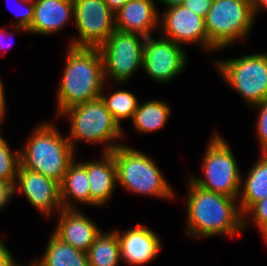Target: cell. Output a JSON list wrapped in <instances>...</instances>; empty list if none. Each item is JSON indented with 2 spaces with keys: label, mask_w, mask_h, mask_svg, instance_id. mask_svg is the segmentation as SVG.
<instances>
[{
  "label": "cell",
  "mask_w": 267,
  "mask_h": 266,
  "mask_svg": "<svg viewBox=\"0 0 267 266\" xmlns=\"http://www.w3.org/2000/svg\"><path fill=\"white\" fill-rule=\"evenodd\" d=\"M188 180L186 234L195 239L240 236L244 229L238 199L203 189Z\"/></svg>",
  "instance_id": "6da1fadb"
},
{
  "label": "cell",
  "mask_w": 267,
  "mask_h": 266,
  "mask_svg": "<svg viewBox=\"0 0 267 266\" xmlns=\"http://www.w3.org/2000/svg\"><path fill=\"white\" fill-rule=\"evenodd\" d=\"M66 61L56 93V115L69 107L100 97L106 83L99 48H67Z\"/></svg>",
  "instance_id": "7a4b0ae2"
},
{
  "label": "cell",
  "mask_w": 267,
  "mask_h": 266,
  "mask_svg": "<svg viewBox=\"0 0 267 266\" xmlns=\"http://www.w3.org/2000/svg\"><path fill=\"white\" fill-rule=\"evenodd\" d=\"M25 142L19 149L20 166L61 183L69 164L76 159V151L67 135L64 136L53 122L44 121L36 125Z\"/></svg>",
  "instance_id": "3957f363"
},
{
  "label": "cell",
  "mask_w": 267,
  "mask_h": 266,
  "mask_svg": "<svg viewBox=\"0 0 267 266\" xmlns=\"http://www.w3.org/2000/svg\"><path fill=\"white\" fill-rule=\"evenodd\" d=\"M114 157L117 184L133 194L174 199V191L156 165L155 160L138 149L121 144L111 151Z\"/></svg>",
  "instance_id": "277c9868"
},
{
  "label": "cell",
  "mask_w": 267,
  "mask_h": 266,
  "mask_svg": "<svg viewBox=\"0 0 267 266\" xmlns=\"http://www.w3.org/2000/svg\"><path fill=\"white\" fill-rule=\"evenodd\" d=\"M59 116L69 118L71 126L67 138L75 151L77 142L81 141L94 145L103 144L102 153L111 152L122 144L118 140L124 136V130L114 120L100 97L69 107Z\"/></svg>",
  "instance_id": "5b68a950"
},
{
  "label": "cell",
  "mask_w": 267,
  "mask_h": 266,
  "mask_svg": "<svg viewBox=\"0 0 267 266\" xmlns=\"http://www.w3.org/2000/svg\"><path fill=\"white\" fill-rule=\"evenodd\" d=\"M204 19L208 51L217 52L237 41L246 43L256 20L251 0H213Z\"/></svg>",
  "instance_id": "8992f818"
},
{
  "label": "cell",
  "mask_w": 267,
  "mask_h": 266,
  "mask_svg": "<svg viewBox=\"0 0 267 266\" xmlns=\"http://www.w3.org/2000/svg\"><path fill=\"white\" fill-rule=\"evenodd\" d=\"M227 142L215 132L202 158V178L192 174L187 177L203 189L238 199L242 173Z\"/></svg>",
  "instance_id": "52a82bcc"
},
{
  "label": "cell",
  "mask_w": 267,
  "mask_h": 266,
  "mask_svg": "<svg viewBox=\"0 0 267 266\" xmlns=\"http://www.w3.org/2000/svg\"><path fill=\"white\" fill-rule=\"evenodd\" d=\"M213 60L221 77L250 106L267 99V52Z\"/></svg>",
  "instance_id": "ba28073f"
},
{
  "label": "cell",
  "mask_w": 267,
  "mask_h": 266,
  "mask_svg": "<svg viewBox=\"0 0 267 266\" xmlns=\"http://www.w3.org/2000/svg\"><path fill=\"white\" fill-rule=\"evenodd\" d=\"M144 40L141 34L115 30L99 47L106 82L121 86L143 68Z\"/></svg>",
  "instance_id": "9c48e42d"
},
{
  "label": "cell",
  "mask_w": 267,
  "mask_h": 266,
  "mask_svg": "<svg viewBox=\"0 0 267 266\" xmlns=\"http://www.w3.org/2000/svg\"><path fill=\"white\" fill-rule=\"evenodd\" d=\"M73 22L78 38L69 42L71 47L99 48L115 29V14L104 0H73Z\"/></svg>",
  "instance_id": "30bf717a"
},
{
  "label": "cell",
  "mask_w": 267,
  "mask_h": 266,
  "mask_svg": "<svg viewBox=\"0 0 267 266\" xmlns=\"http://www.w3.org/2000/svg\"><path fill=\"white\" fill-rule=\"evenodd\" d=\"M184 46L159 35L145 37L142 70L154 82L165 84L179 76L187 66Z\"/></svg>",
  "instance_id": "8fae6325"
},
{
  "label": "cell",
  "mask_w": 267,
  "mask_h": 266,
  "mask_svg": "<svg viewBox=\"0 0 267 266\" xmlns=\"http://www.w3.org/2000/svg\"><path fill=\"white\" fill-rule=\"evenodd\" d=\"M163 12H159L160 36L183 46L199 44L204 51L208 50V35L203 17L183 5L166 8Z\"/></svg>",
  "instance_id": "7c38bea8"
},
{
  "label": "cell",
  "mask_w": 267,
  "mask_h": 266,
  "mask_svg": "<svg viewBox=\"0 0 267 266\" xmlns=\"http://www.w3.org/2000/svg\"><path fill=\"white\" fill-rule=\"evenodd\" d=\"M16 178L19 182L20 193L22 192L29 204L45 217L49 218L51 214L56 215L63 209L60 183L54 179L21 166L18 168Z\"/></svg>",
  "instance_id": "4fadbf2b"
},
{
  "label": "cell",
  "mask_w": 267,
  "mask_h": 266,
  "mask_svg": "<svg viewBox=\"0 0 267 266\" xmlns=\"http://www.w3.org/2000/svg\"><path fill=\"white\" fill-rule=\"evenodd\" d=\"M119 239L123 262L130 266L146 265L156 259L162 249V241L156 231L137 223L125 231L113 229Z\"/></svg>",
  "instance_id": "5bb4252c"
},
{
  "label": "cell",
  "mask_w": 267,
  "mask_h": 266,
  "mask_svg": "<svg viewBox=\"0 0 267 266\" xmlns=\"http://www.w3.org/2000/svg\"><path fill=\"white\" fill-rule=\"evenodd\" d=\"M57 225L53 233L63 242L87 252L101 229L79 209H62L56 214Z\"/></svg>",
  "instance_id": "9a60e30c"
},
{
  "label": "cell",
  "mask_w": 267,
  "mask_h": 266,
  "mask_svg": "<svg viewBox=\"0 0 267 266\" xmlns=\"http://www.w3.org/2000/svg\"><path fill=\"white\" fill-rule=\"evenodd\" d=\"M154 0H129L115 13V29L151 36L159 29V12Z\"/></svg>",
  "instance_id": "2e32d148"
},
{
  "label": "cell",
  "mask_w": 267,
  "mask_h": 266,
  "mask_svg": "<svg viewBox=\"0 0 267 266\" xmlns=\"http://www.w3.org/2000/svg\"><path fill=\"white\" fill-rule=\"evenodd\" d=\"M90 186V206L102 207L117 188V171L113 154L103 152L99 160L85 161Z\"/></svg>",
  "instance_id": "e0dca14e"
},
{
  "label": "cell",
  "mask_w": 267,
  "mask_h": 266,
  "mask_svg": "<svg viewBox=\"0 0 267 266\" xmlns=\"http://www.w3.org/2000/svg\"><path fill=\"white\" fill-rule=\"evenodd\" d=\"M73 0H34V18L28 33L57 34L73 17Z\"/></svg>",
  "instance_id": "ac0fdd59"
},
{
  "label": "cell",
  "mask_w": 267,
  "mask_h": 266,
  "mask_svg": "<svg viewBox=\"0 0 267 266\" xmlns=\"http://www.w3.org/2000/svg\"><path fill=\"white\" fill-rule=\"evenodd\" d=\"M90 186L85 169V161L73 160L60 183L62 208L76 209L72 203L90 205Z\"/></svg>",
  "instance_id": "d6986e66"
},
{
  "label": "cell",
  "mask_w": 267,
  "mask_h": 266,
  "mask_svg": "<svg viewBox=\"0 0 267 266\" xmlns=\"http://www.w3.org/2000/svg\"><path fill=\"white\" fill-rule=\"evenodd\" d=\"M260 154L261 157L244 176L245 180L241 178L238 202L242 214L254 203L267 197V153Z\"/></svg>",
  "instance_id": "ffe728a7"
},
{
  "label": "cell",
  "mask_w": 267,
  "mask_h": 266,
  "mask_svg": "<svg viewBox=\"0 0 267 266\" xmlns=\"http://www.w3.org/2000/svg\"><path fill=\"white\" fill-rule=\"evenodd\" d=\"M29 266H89L87 252L63 242L53 232L43 255Z\"/></svg>",
  "instance_id": "44dd1931"
},
{
  "label": "cell",
  "mask_w": 267,
  "mask_h": 266,
  "mask_svg": "<svg viewBox=\"0 0 267 266\" xmlns=\"http://www.w3.org/2000/svg\"><path fill=\"white\" fill-rule=\"evenodd\" d=\"M164 100L139 102L131 122L138 133H153L163 129L171 116V108Z\"/></svg>",
  "instance_id": "7402d4cb"
},
{
  "label": "cell",
  "mask_w": 267,
  "mask_h": 266,
  "mask_svg": "<svg viewBox=\"0 0 267 266\" xmlns=\"http://www.w3.org/2000/svg\"><path fill=\"white\" fill-rule=\"evenodd\" d=\"M89 266H118L121 261L120 243L116 232L101 231L87 251Z\"/></svg>",
  "instance_id": "603a6c76"
},
{
  "label": "cell",
  "mask_w": 267,
  "mask_h": 266,
  "mask_svg": "<svg viewBox=\"0 0 267 266\" xmlns=\"http://www.w3.org/2000/svg\"><path fill=\"white\" fill-rule=\"evenodd\" d=\"M106 83L100 94L106 109L111 113L114 120L122 127L123 120H131L137 110L139 101L133 92L126 89H118L109 95H105Z\"/></svg>",
  "instance_id": "cb8c5ba5"
},
{
  "label": "cell",
  "mask_w": 267,
  "mask_h": 266,
  "mask_svg": "<svg viewBox=\"0 0 267 266\" xmlns=\"http://www.w3.org/2000/svg\"><path fill=\"white\" fill-rule=\"evenodd\" d=\"M20 166V150L12 151L4 137L0 138V178L14 179Z\"/></svg>",
  "instance_id": "d4e9b609"
},
{
  "label": "cell",
  "mask_w": 267,
  "mask_h": 266,
  "mask_svg": "<svg viewBox=\"0 0 267 266\" xmlns=\"http://www.w3.org/2000/svg\"><path fill=\"white\" fill-rule=\"evenodd\" d=\"M250 219L254 226L259 230L262 239L267 242V197L254 203L243 214V229L250 227Z\"/></svg>",
  "instance_id": "484cf974"
},
{
  "label": "cell",
  "mask_w": 267,
  "mask_h": 266,
  "mask_svg": "<svg viewBox=\"0 0 267 266\" xmlns=\"http://www.w3.org/2000/svg\"><path fill=\"white\" fill-rule=\"evenodd\" d=\"M10 1V0H8ZM17 2L16 6H20V10L15 8H11L10 10L16 15L17 19L12 25V30L18 33V31L21 32H27L30 28V25L34 18V0H15ZM19 4V5H18ZM22 5V6H21ZM23 7V8H22ZM22 9V10H21Z\"/></svg>",
  "instance_id": "4316f807"
},
{
  "label": "cell",
  "mask_w": 267,
  "mask_h": 266,
  "mask_svg": "<svg viewBox=\"0 0 267 266\" xmlns=\"http://www.w3.org/2000/svg\"><path fill=\"white\" fill-rule=\"evenodd\" d=\"M257 110V119L255 125V134L258 139L260 152L267 153V99L250 109Z\"/></svg>",
  "instance_id": "83f0119b"
},
{
  "label": "cell",
  "mask_w": 267,
  "mask_h": 266,
  "mask_svg": "<svg viewBox=\"0 0 267 266\" xmlns=\"http://www.w3.org/2000/svg\"><path fill=\"white\" fill-rule=\"evenodd\" d=\"M17 193H20V190L16 177L14 179L0 178V211L11 202Z\"/></svg>",
  "instance_id": "f1b7e54d"
},
{
  "label": "cell",
  "mask_w": 267,
  "mask_h": 266,
  "mask_svg": "<svg viewBox=\"0 0 267 266\" xmlns=\"http://www.w3.org/2000/svg\"><path fill=\"white\" fill-rule=\"evenodd\" d=\"M213 0H185L182 4L191 12L205 18L207 15Z\"/></svg>",
  "instance_id": "f546056e"
},
{
  "label": "cell",
  "mask_w": 267,
  "mask_h": 266,
  "mask_svg": "<svg viewBox=\"0 0 267 266\" xmlns=\"http://www.w3.org/2000/svg\"><path fill=\"white\" fill-rule=\"evenodd\" d=\"M1 236V235H0ZM2 240V236L0 237V266H23L18 263L15 256L11 253L7 245Z\"/></svg>",
  "instance_id": "4dcf8cb0"
},
{
  "label": "cell",
  "mask_w": 267,
  "mask_h": 266,
  "mask_svg": "<svg viewBox=\"0 0 267 266\" xmlns=\"http://www.w3.org/2000/svg\"><path fill=\"white\" fill-rule=\"evenodd\" d=\"M5 30L6 29H4L2 27L0 28V51H2L1 53H3L4 55H5L6 51H7L6 49L12 45V43L10 41L8 42L5 39V38H7V39L11 38V33H7V30L6 31ZM8 34H9V37H8ZM9 40H11V39H9Z\"/></svg>",
  "instance_id": "1f68e13d"
},
{
  "label": "cell",
  "mask_w": 267,
  "mask_h": 266,
  "mask_svg": "<svg viewBox=\"0 0 267 266\" xmlns=\"http://www.w3.org/2000/svg\"><path fill=\"white\" fill-rule=\"evenodd\" d=\"M110 10L115 14L129 0H104Z\"/></svg>",
  "instance_id": "d6a6232c"
},
{
  "label": "cell",
  "mask_w": 267,
  "mask_h": 266,
  "mask_svg": "<svg viewBox=\"0 0 267 266\" xmlns=\"http://www.w3.org/2000/svg\"><path fill=\"white\" fill-rule=\"evenodd\" d=\"M251 3L255 18L259 10H267V0H251Z\"/></svg>",
  "instance_id": "836d02e7"
},
{
  "label": "cell",
  "mask_w": 267,
  "mask_h": 266,
  "mask_svg": "<svg viewBox=\"0 0 267 266\" xmlns=\"http://www.w3.org/2000/svg\"><path fill=\"white\" fill-rule=\"evenodd\" d=\"M5 87L4 83L2 81V78L0 76V106H6V94H5Z\"/></svg>",
  "instance_id": "e575fe53"
},
{
  "label": "cell",
  "mask_w": 267,
  "mask_h": 266,
  "mask_svg": "<svg viewBox=\"0 0 267 266\" xmlns=\"http://www.w3.org/2000/svg\"><path fill=\"white\" fill-rule=\"evenodd\" d=\"M160 3H162L166 8L176 6V5H182L185 0H159Z\"/></svg>",
  "instance_id": "d590c367"
},
{
  "label": "cell",
  "mask_w": 267,
  "mask_h": 266,
  "mask_svg": "<svg viewBox=\"0 0 267 266\" xmlns=\"http://www.w3.org/2000/svg\"><path fill=\"white\" fill-rule=\"evenodd\" d=\"M7 106H0V129L2 127V122L4 121L5 119V116H6V109ZM3 137L2 135V130H0V138Z\"/></svg>",
  "instance_id": "8d00e7d4"
}]
</instances>
